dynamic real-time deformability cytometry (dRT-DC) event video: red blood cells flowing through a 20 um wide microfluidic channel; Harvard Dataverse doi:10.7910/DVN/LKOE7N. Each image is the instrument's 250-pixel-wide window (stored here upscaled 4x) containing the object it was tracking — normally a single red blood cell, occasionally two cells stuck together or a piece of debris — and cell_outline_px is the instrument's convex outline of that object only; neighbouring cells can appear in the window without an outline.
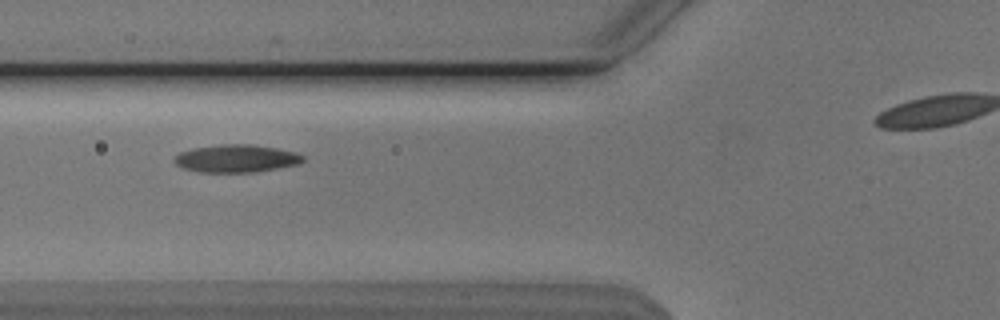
{"species": "Egyptian fruit bat (a non-hibernating species)", "species_latin": "Rousettus aegyptiacus", "temperature_condition": "cold", "stored_images_in_passage": 41, "camera_frame_rate_fps": 3000, "um_per_image_px": 0.085, "animal": {"sex": "male"}, "frame": {"image": 1, "passage_image": 14, "time_ms": 4.333, "image_size_px": [1000, 320], "cell_outline_px": [[304, 160], [300, 164], [256, 172], [200, 172], [184, 168], [176, 164], [172, 160], [180, 152], [192, 148], [220, 144], [252, 144], [276, 148], [296, 152], [304, 156]], "centroid_in_image_um": [20.1, 13.47], "position_along_channel_um": 105.7, "area_um2": 20.87}}
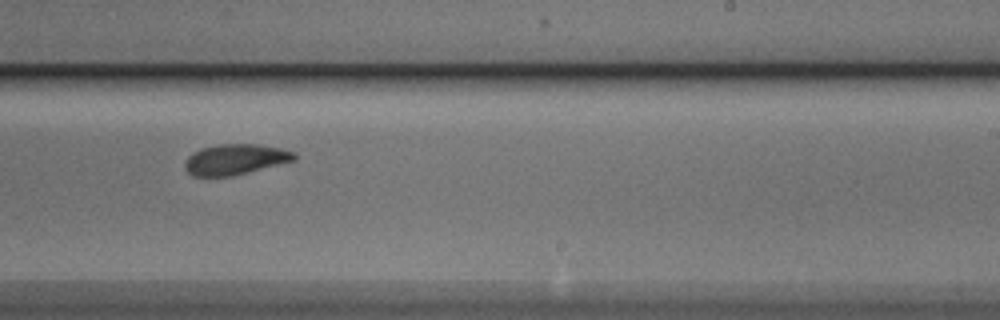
{"frame": {"image": 2, "passage_image": 27, "time_ms": 8.667, "image_size_px": [1000, 320], "cell_outline_px": [[296, 160], [232, 176], [192, 176], [184, 168], [184, 164], [188, 156], [192, 152], [200, 148], [220, 144], [260, 144], [280, 148], [296, 152]], "centroid_in_image_um": [19.99, 13.54], "position_along_channel_um": 269.0, "area_um2": 19.59}}
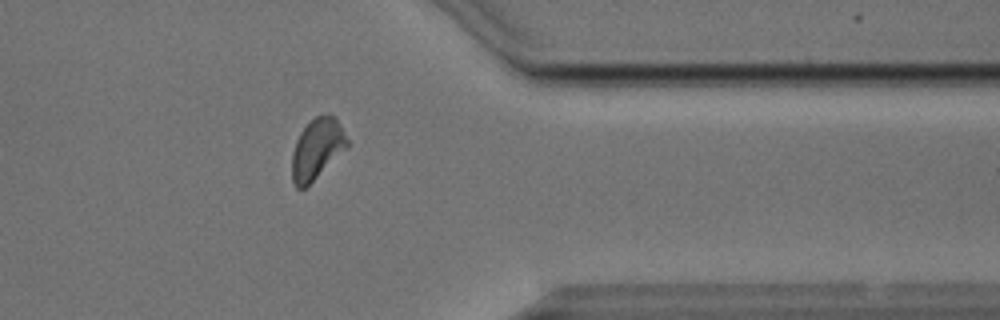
{"frame": {"image": 3, "passage_image": 37, "time_ms": 12.0, "image_size_px": [1000, 320], "cell_outline_px": [[348, 144], [304, 188], [296, 188], [292, 184], [292, 152], [296, 140], [300, 132], [316, 116], [328, 112], [336, 116], [348, 140]], "centroid_in_image_um": [26.91, 12.6], "position_along_channel_um": 384.5, "area_um2": 18.96}}